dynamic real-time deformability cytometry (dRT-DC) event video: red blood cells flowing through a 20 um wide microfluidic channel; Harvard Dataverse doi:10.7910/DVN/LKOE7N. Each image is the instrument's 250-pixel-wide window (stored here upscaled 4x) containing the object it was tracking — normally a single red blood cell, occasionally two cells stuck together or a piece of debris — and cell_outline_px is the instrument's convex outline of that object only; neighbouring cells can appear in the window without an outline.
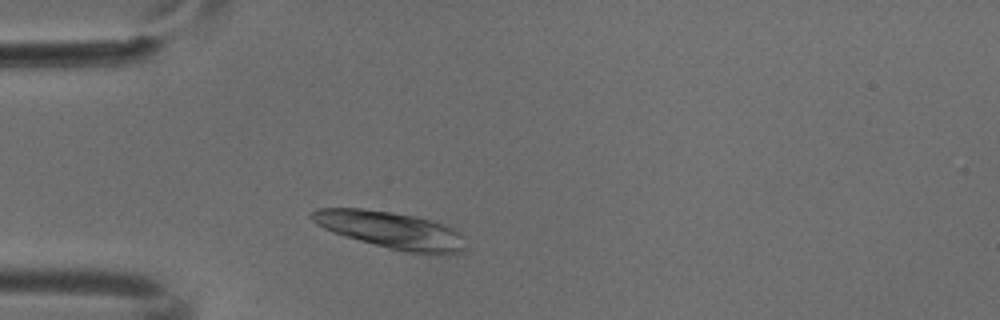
{"species": "common noctule bat (a hibernating species)", "species_latin": "Nyctalus noctula", "temperature_condition": "cold", "stored_images_in_passage": 2, "camera_frame_rate_fps": 3000, "um_per_image_px": 0.085, "animal": {"sex": "male", "body_mass_g": 18.8}, "frame": {"image": 1, "passage_image": 2, "time_ms": 0.333, "image_size_px": [1000, 320], "cell_outline_px": [[464, 248], [460, 252], [408, 252], [388, 248], [344, 236], [332, 232], [316, 224], [308, 216], [316, 208], [364, 208], [392, 212], [416, 216], [452, 228], [460, 232]], "centroid_in_image_um": [33.1, 19.52], "position_along_channel_um": 51.9, "area_um2": 32.37}}